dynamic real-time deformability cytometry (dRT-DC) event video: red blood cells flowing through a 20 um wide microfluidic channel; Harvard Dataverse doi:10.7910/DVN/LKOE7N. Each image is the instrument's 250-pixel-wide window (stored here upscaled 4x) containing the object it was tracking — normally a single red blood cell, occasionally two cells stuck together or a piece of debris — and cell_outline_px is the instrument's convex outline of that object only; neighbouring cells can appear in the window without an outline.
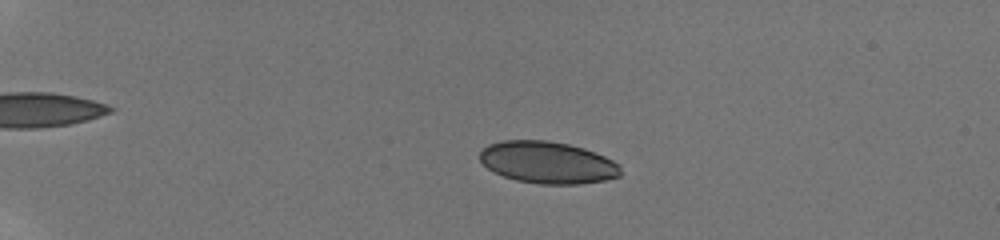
{"species": "human", "species_latin": "Homo sapiens", "temperature_condition": "room temperature", "stored_images_in_passage": 58, "camera_frame_rate_fps": 3000, "um_per_image_px": 0.085, "donor": {"sex": "male"}, "frame": {"image": 1, "passage_image": 16, "time_ms": 5.0, "image_size_px": [1000, 240], "cell_outline_px": [[620, 176], [604, 180], [580, 184], [540, 184], [516, 180], [504, 176], [488, 168], [480, 160], [480, 152], [488, 144], [504, 140], [548, 140], [568, 144], [584, 148], [604, 156], [620, 164]], "centroid_in_image_um": [46.56, 13.8], "position_along_channel_um": 38.4, "area_um2": 34.33}}
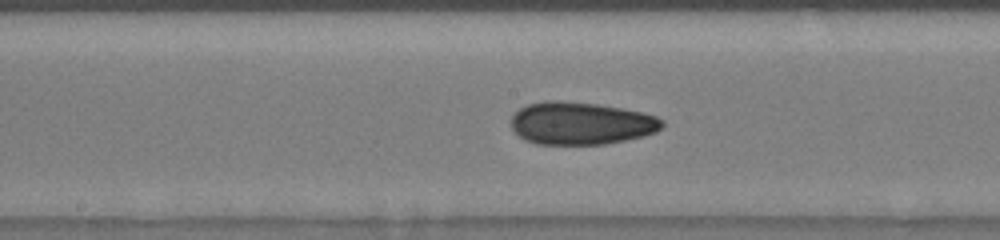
{"frame": {"image": 2, "passage_image": 35, "time_ms": 11.333, "image_size_px": [1000, 240], "cell_outline_px": [[664, 124], [656, 132], [644, 136], [604, 144], [536, 144], [524, 140], [512, 128], [512, 116], [520, 108], [528, 104], [544, 100], [560, 100], [596, 104], [620, 108], [640, 112], [656, 116], [664, 120]], "centroid_in_image_um": [49.37, 10.48], "position_along_channel_um": 198.8, "area_um2": 37.4}}
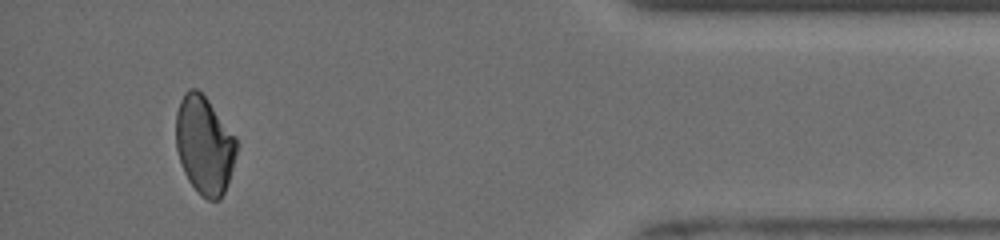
{"frame": {"image": 3, "passage_image": 55, "time_ms": 18.0, "image_size_px": [1000, 240], "cell_outline_px": [[236, 152], [228, 184], [220, 200], [208, 200], [188, 180], [184, 172], [176, 148], [176, 112], [180, 100], [184, 92], [188, 88], [196, 88], [208, 100], [236, 136]], "centroid_in_image_um": [17.37, 12.3], "position_along_channel_um": 417.8, "area_um2": 34.39}, "authors_computed_cell_mechanics": {"area_um2": 35.2002, "velocity_mm_per_s": 3.8847, "shape_relaxation_time_tau1_ms": 8.2065, "shape_relaxation_time_tau2_ms": 2.7369, "deformation_change_tau1": 0.1686, "deformation_change_tau2": 0.0794}}